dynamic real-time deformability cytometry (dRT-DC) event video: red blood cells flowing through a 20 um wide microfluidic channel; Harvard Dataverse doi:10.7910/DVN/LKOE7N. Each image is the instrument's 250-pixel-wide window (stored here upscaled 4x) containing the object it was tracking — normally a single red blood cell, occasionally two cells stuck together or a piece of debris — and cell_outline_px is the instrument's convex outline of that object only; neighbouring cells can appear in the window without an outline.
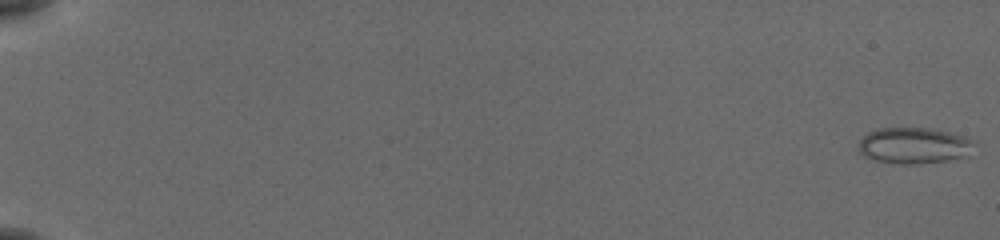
{"species": "common noctule bat (a hibernating species)", "species_latin": "Nyctalus noctula", "temperature_condition": "cold", "stored_images_in_passage": 55, "camera_frame_rate_fps": 3000, "um_per_image_px": 0.085, "animal": {"sex": "female", "body_mass_g": 19.5, "forearm_length_mm": 54.1}, "frame": {"image": 1, "passage_image": 1, "time_ms": 0.0, "image_size_px": [1000, 240], "cell_outline_px": [[976, 140], [968, 156], [920, 164], [896, 164], [872, 160], [856, 152], [856, 148], [860, 140], [868, 132], [876, 128], [932, 128], [964, 136]], "centroid_in_image_um": [77.63, 12.38], "position_along_channel_um": 7.4, "area_um2": 24.8}}
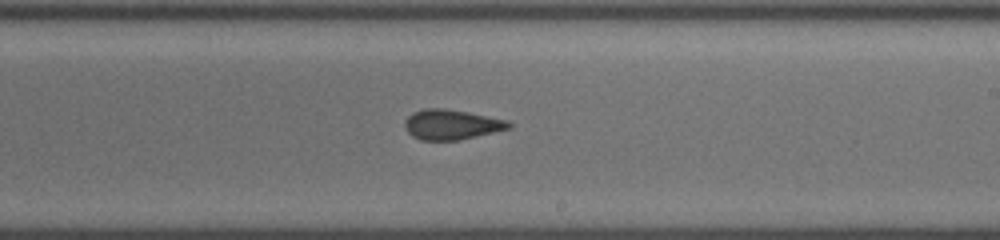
{"frame": {"image": 2, "passage_image": 35, "time_ms": 11.333, "image_size_px": [1000, 240], "cell_outline_px": [[512, 128], [460, 140], [420, 140], [412, 136], [404, 128], [404, 120], [412, 112], [424, 108], [444, 108], [468, 112], [508, 120], [512, 124]], "centroid_in_image_um": [38.37, 10.58], "position_along_channel_um": 250.6, "area_um2": 18.44}}
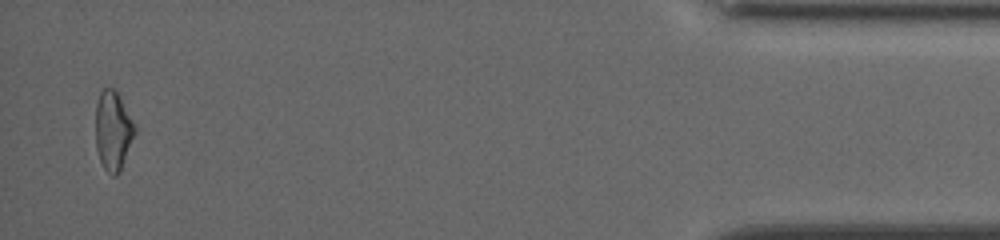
{"frame": {"image": 3, "passage_image": 54, "time_ms": 17.667, "image_size_px": [1000, 240], "cell_outline_px": [[136, 132], [120, 172], [116, 176], [112, 176], [104, 168], [100, 160], [96, 148], [96, 104], [100, 92], [104, 88], [112, 88], [116, 92], [136, 128]], "centroid_in_image_um": [9.6, 11.15], "position_along_channel_um": 425.6, "area_um2": 17.8}, "authors_computed_cell_mechanics": {"area_um2": 18.6116, "velocity_mm_per_s": 3.8375, "shape_relaxation_time_tau1_ms": null, "shape_relaxation_time_tau2_ms": 1.1397, "deformation_change_tau1": null, "deformation_change_tau2": 0.0727}}